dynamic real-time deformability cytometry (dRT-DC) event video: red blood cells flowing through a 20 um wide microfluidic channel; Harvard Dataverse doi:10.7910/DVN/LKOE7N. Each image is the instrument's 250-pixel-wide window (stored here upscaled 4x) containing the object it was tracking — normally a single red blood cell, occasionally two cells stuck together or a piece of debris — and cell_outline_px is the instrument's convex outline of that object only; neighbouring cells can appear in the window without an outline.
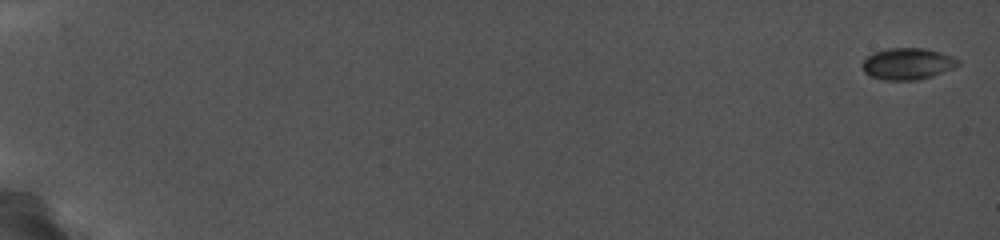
{"species": "common noctule bat (a hibernating species)", "species_latin": "Nyctalus noctula", "temperature_condition": "cold", "stored_images_in_passage": 11, "camera_frame_rate_fps": 5000, "um_per_image_px": 0.085, "animal": {"sex": "female", "body_mass_g": 19.0, "forearm_length_mm": 56.7}, "frame": {"image": 1, "passage_image": 1, "time_ms": 0.0, "image_size_px": [1000, 240], "cell_outline_px": [[960, 64], [952, 68], [932, 76], [916, 80], [884, 80], [872, 76], [864, 72], [864, 60], [872, 52], [888, 48], [924, 48], [940, 52], [952, 56], [960, 60]], "centroid_in_image_um": [77.16, 5.41], "position_along_channel_um": 7.8, "area_um2": 17.46}}
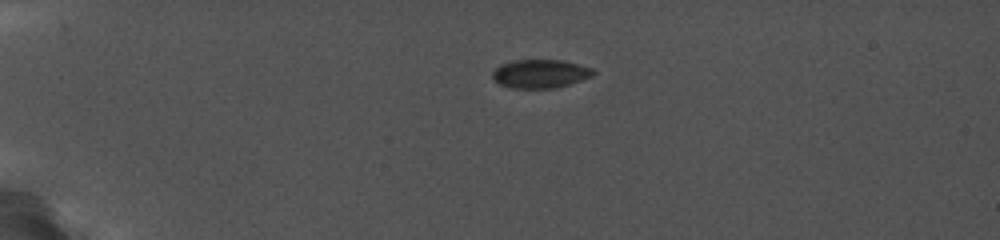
{"frame": {"image": 2, "passage_image": 6, "time_ms": 4.8, "image_size_px": [1000, 240], "cell_outline_px": [[596, 72], [592, 76], [556, 88], [512, 88], [500, 84], [492, 76], [492, 72], [500, 64], [512, 60], [564, 60], [592, 68]], "centroid_in_image_um": [45.92, 6.26], "position_along_channel_um": 39.1, "area_um2": 16.7}}